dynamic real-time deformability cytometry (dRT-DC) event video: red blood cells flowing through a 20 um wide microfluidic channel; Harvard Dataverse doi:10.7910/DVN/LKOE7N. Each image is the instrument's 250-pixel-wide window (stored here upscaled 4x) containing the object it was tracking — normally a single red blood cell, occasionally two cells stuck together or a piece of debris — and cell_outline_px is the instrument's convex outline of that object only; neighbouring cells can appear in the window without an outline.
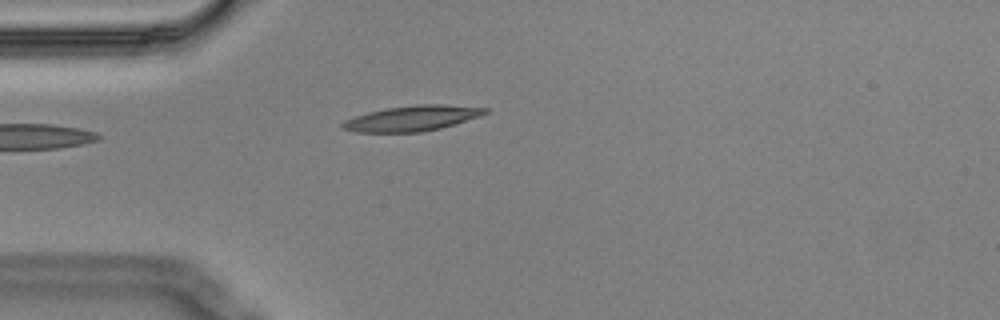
{"species": "Egyptian fruit bat (a non-hibernating species)", "species_latin": "Rousettus aegyptiacus", "temperature_condition": "cold", "stored_images_in_passage": 3, "camera_frame_rate_fps": 3000, "um_per_image_px": 0.085, "animal": {"sex": "male"}, "frame": {"image": 1, "passage_image": 2, "time_ms": 0.333, "image_size_px": [1000, 320], "cell_outline_px": [[488, 112], [480, 116], [440, 128], [420, 132], [356, 132], [344, 128], [340, 124], [344, 120], [368, 112], [388, 108], [416, 104], [440, 104], [488, 108]], "centroid_in_image_um": [35.03, 10.05], "position_along_channel_um": 50.0, "area_um2": 20.81}}